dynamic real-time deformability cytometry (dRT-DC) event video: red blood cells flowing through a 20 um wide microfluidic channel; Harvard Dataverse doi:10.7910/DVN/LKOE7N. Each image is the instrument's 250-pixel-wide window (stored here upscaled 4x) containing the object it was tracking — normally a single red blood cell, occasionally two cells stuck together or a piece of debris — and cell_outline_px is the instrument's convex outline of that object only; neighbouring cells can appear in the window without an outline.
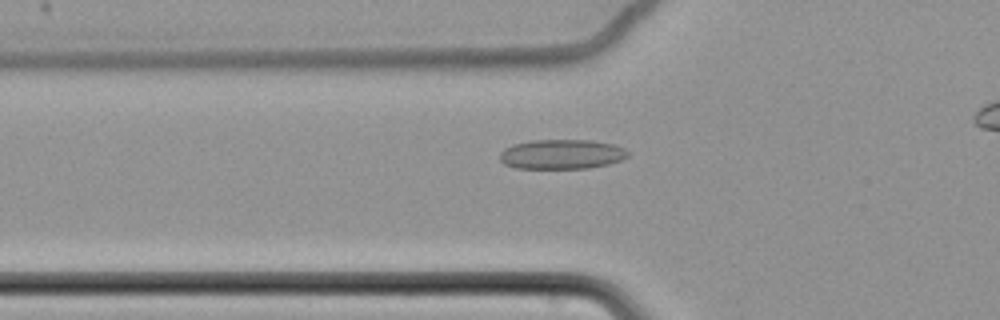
{"species": "common noctule bat (a hibernating species)", "species_latin": "Nyctalus noctula", "temperature_condition": "cold", "stored_images_in_passage": 50, "camera_frame_rate_fps": 3000, "um_per_image_px": 0.085, "animal": {"sex": "female", "body_mass_g": 22.7, "forearm_length_mm": 54.2}, "frame": {"image": 1, "passage_image": 18, "time_ms": 5.667, "image_size_px": [1000, 320], "cell_outline_px": [[628, 156], [620, 160], [608, 164], [588, 168], [516, 168], [504, 164], [500, 160], [500, 152], [504, 148], [512, 144], [532, 140], [592, 140], [612, 144], [624, 148], [628, 152]], "centroid_in_image_um": [47.71, 13.1], "position_along_channel_um": 78.1, "area_um2": 22.14}}
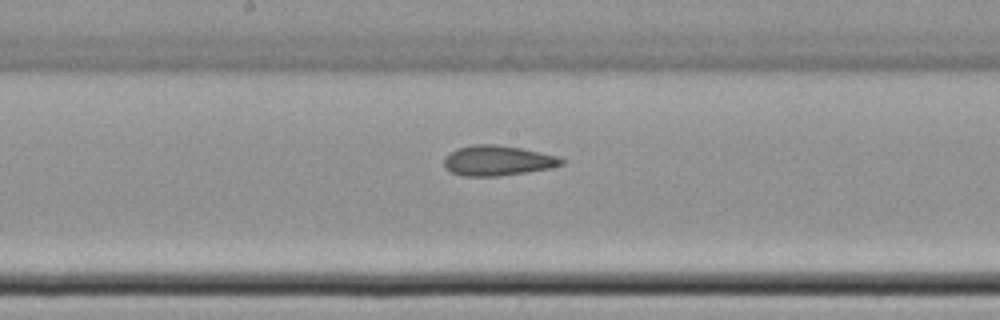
{"frame": {"image": 2, "passage_image": 29, "time_ms": 9.333, "image_size_px": [1000, 320], "cell_outline_px": [[564, 164], [548, 168], [528, 172], [496, 176], [464, 176], [452, 172], [444, 168], [444, 160], [456, 148], [476, 144], [496, 144], [520, 148], [556, 156], [564, 160]], "centroid_in_image_um": [42.28, 13.65], "position_along_channel_um": 205.9, "area_um2": 20.35}}
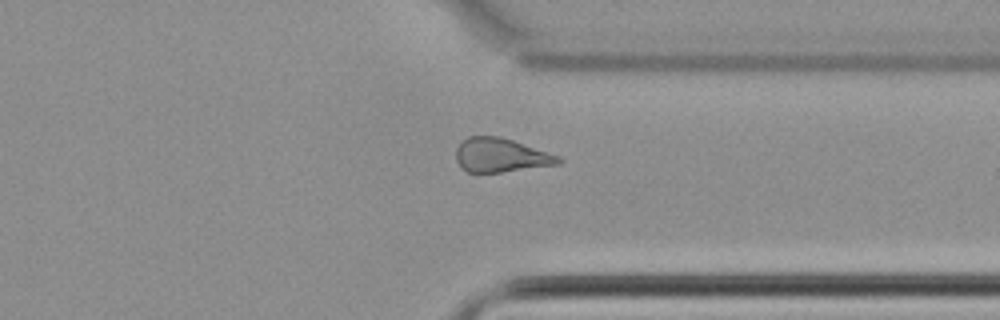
{"frame": {"image": 3, "passage_image": 43, "time_ms": 14.0, "image_size_px": [1000, 320], "cell_outline_px": [[564, 160], [560, 164], [500, 172], [468, 172], [460, 168], [456, 160], [456, 148], [460, 140], [468, 136], [500, 136], [560, 156]], "centroid_in_image_um": [42.54, 13.19], "position_along_channel_um": 368.9, "area_um2": 20.4}}